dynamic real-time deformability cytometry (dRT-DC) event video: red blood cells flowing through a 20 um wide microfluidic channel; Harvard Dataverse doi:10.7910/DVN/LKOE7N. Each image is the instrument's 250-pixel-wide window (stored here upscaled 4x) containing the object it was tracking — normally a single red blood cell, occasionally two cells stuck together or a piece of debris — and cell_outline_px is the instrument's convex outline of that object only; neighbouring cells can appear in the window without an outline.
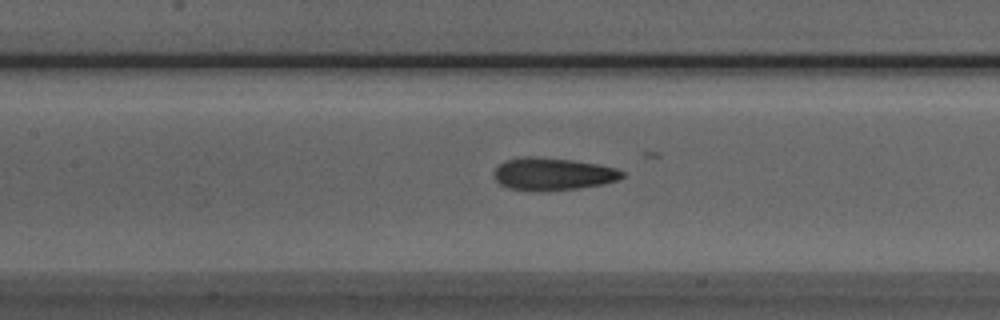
{"species": "Egyptian fruit bat (a non-hibernating species)", "species_latin": "Rousettus aegyptiacus", "temperature_condition": "room temperature", "stored_images_in_passage": 41, "camera_frame_rate_fps": 3000, "um_per_image_px": 0.085, "animal": {"sex": "male"}, "frame": {"image": 1, "passage_image": 22, "time_ms": 7.0, "image_size_px": [1000, 320], "cell_outline_px": [[624, 176], [616, 180], [604, 184], [580, 188], [508, 188], [500, 184], [496, 180], [496, 168], [504, 160], [524, 156], [528, 156], [572, 160], [596, 164], [616, 168], [624, 172]], "centroid_in_image_um": [47.03, 14.74], "position_along_channel_um": 160.4, "area_um2": 23.18}}
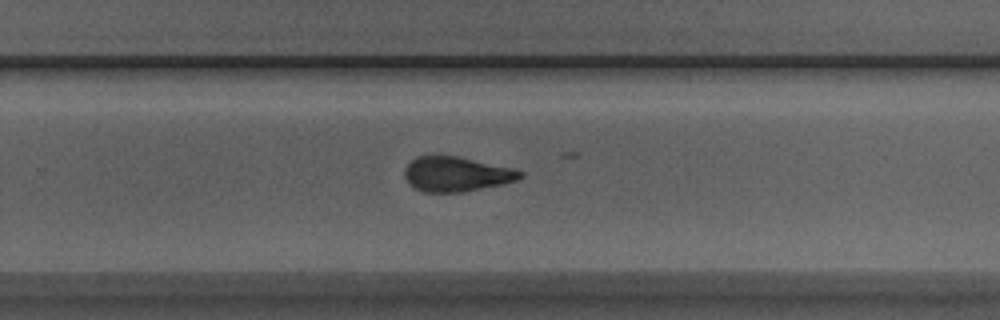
{"frame": {"image": 2, "passage_image": 32, "time_ms": 10.333, "image_size_px": [1000, 320], "cell_outline_px": [[524, 176], [516, 180], [500, 184], [464, 192], [424, 192], [416, 188], [404, 176], [404, 168], [416, 156], [456, 156], [512, 168], [524, 172]], "centroid_in_image_um": [38.79, 14.8], "position_along_channel_um": 291.0, "area_um2": 23.06}}
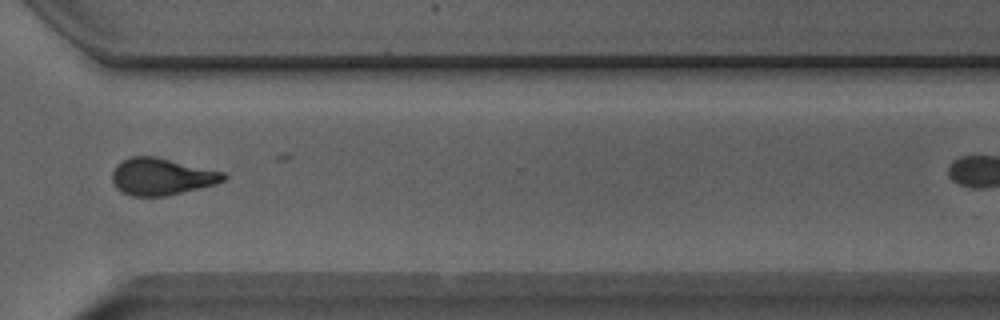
{"frame": {"image": 3, "passage_image": 37, "time_ms": 12.0, "image_size_px": [1000, 320], "cell_outline_px": [[228, 176], [224, 180], [216, 184], [168, 196], [132, 196], [116, 188], [112, 180], [112, 172], [116, 164], [120, 160], [132, 156], [156, 156], [224, 172]], "centroid_in_image_um": [13.73, 15.0], "position_along_channel_um": 356.9, "area_um2": 24.16}}